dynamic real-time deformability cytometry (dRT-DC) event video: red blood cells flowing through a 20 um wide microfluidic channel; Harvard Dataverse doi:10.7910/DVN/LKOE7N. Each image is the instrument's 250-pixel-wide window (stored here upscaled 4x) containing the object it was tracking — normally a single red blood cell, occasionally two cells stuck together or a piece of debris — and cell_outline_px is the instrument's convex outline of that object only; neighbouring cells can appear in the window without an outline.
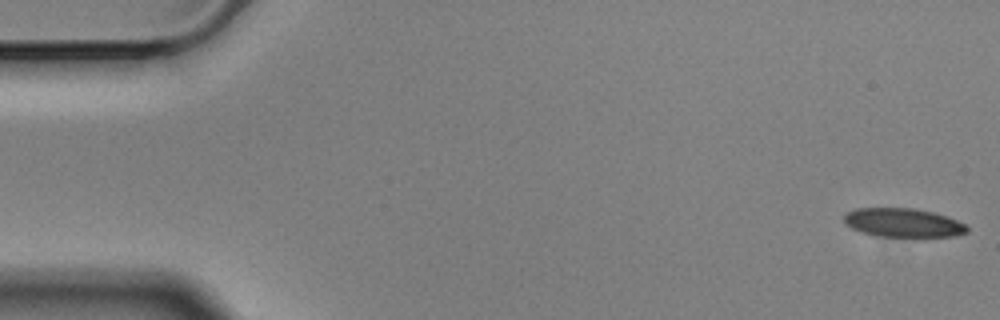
{"species": "Egyptian fruit bat (a non-hibernating species)", "species_latin": "Rousettus aegyptiacus", "temperature_condition": "cold", "stored_images_in_passage": 5, "camera_frame_rate_fps": 3000, "um_per_image_px": 0.085, "animal": {"sex": "male"}, "frame": {"image": 1, "passage_image": 1, "time_ms": 0.0, "image_size_px": [1000, 320], "cell_outline_px": [[968, 232], [956, 236], [876, 236], [852, 228], [844, 224], [844, 212], [856, 208], [912, 208], [932, 212], [948, 216], [964, 224], [968, 228]], "centroid_in_image_um": [76.74, 18.92], "position_along_channel_um": 8.3, "area_um2": 20.58}}
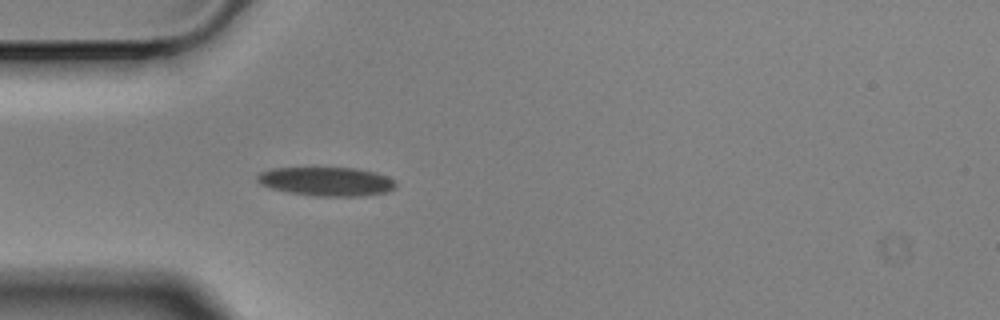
{"frame": {"image": 2, "passage_image": 5, "time_ms": 1.333, "image_size_px": [1000, 320], "cell_outline_px": [[396, 188], [388, 192], [360, 196], [316, 196], [288, 192], [272, 188], [260, 184], [256, 180], [256, 176], [260, 172], [272, 168], [356, 168], [376, 172], [388, 176], [396, 184]], "centroid_in_image_um": [27.76, 15.42], "position_along_channel_um": 57.2, "area_um2": 23.35}}